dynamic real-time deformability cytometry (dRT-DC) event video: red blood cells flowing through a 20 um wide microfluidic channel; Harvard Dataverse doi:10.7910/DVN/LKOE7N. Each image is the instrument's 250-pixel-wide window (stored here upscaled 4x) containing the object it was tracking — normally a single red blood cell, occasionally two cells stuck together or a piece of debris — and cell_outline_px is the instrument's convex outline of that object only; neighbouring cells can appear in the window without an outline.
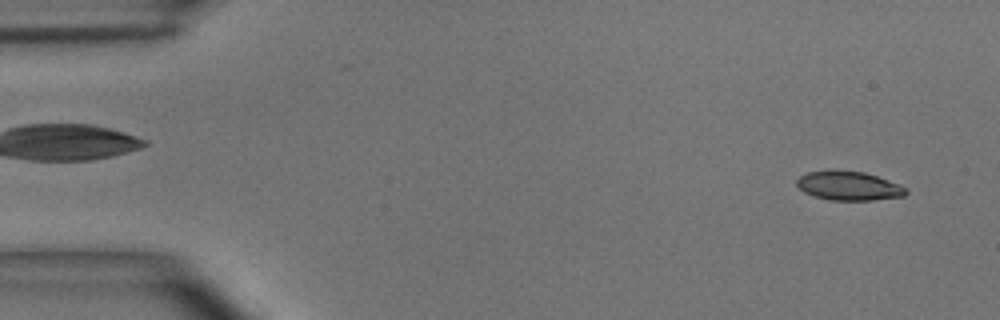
{"species": "common noctule bat (a hibernating species)", "species_latin": "Nyctalus noctula", "temperature_condition": "room temperature", "stored_images_in_passage": 50, "segment_of_instrument_passage": [1, 2], "camera_frame_rate_fps": 3000, "um_per_image_px": 0.085, "animal": {"sex": "male", "body_mass_g": 15.6}, "frame": {"image": 1, "passage_image": 2, "time_ms": 0.333, "image_size_px": [1000, 320], "cell_outline_px": [[908, 192], [904, 196], [872, 200], [828, 200], [812, 196], [804, 192], [796, 184], [796, 180], [800, 176], [808, 172], [828, 168], [832, 168], [864, 172], [900, 184], [908, 188]], "centroid_in_image_um": [72.12, 15.77], "position_along_channel_um": 12.9, "area_um2": 18.96}}
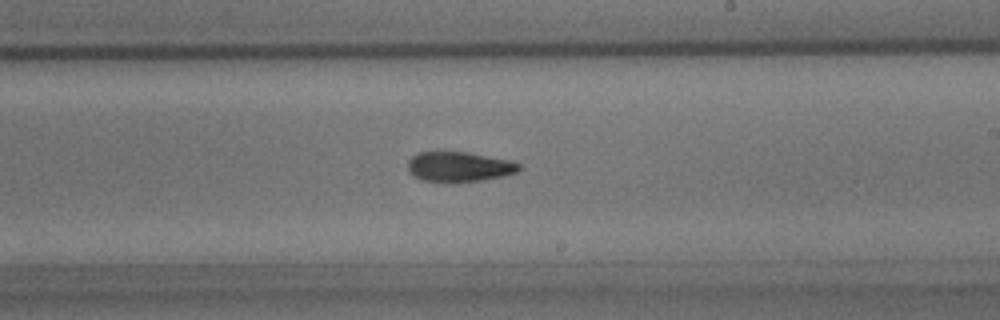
{"frame": {"image": 2, "passage_image": 28, "time_ms": 9.0, "image_size_px": [1000, 320], "cell_outline_px": [[520, 168], [516, 172], [504, 176], [480, 180], [424, 180], [408, 172], [408, 160], [416, 152], [468, 152], [512, 160], [520, 164]], "centroid_in_image_um": [39.05, 14.13], "position_along_channel_um": 250.0, "area_um2": 18.96}}
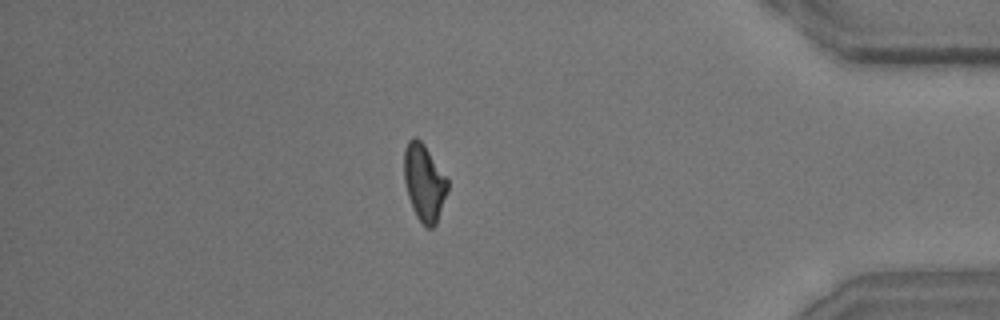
{"frame": {"image": 3, "passage_image": 42, "time_ms": 13.667, "image_size_px": [1000, 320], "cell_outline_px": [[448, 188], [436, 224], [432, 228], [428, 228], [416, 216], [408, 196], [404, 180], [404, 148], [408, 140], [412, 136], [416, 136], [424, 144], [448, 180]], "centroid_in_image_um": [36.03, 15.48], "position_along_channel_um": 399.2, "area_um2": 19.31}}